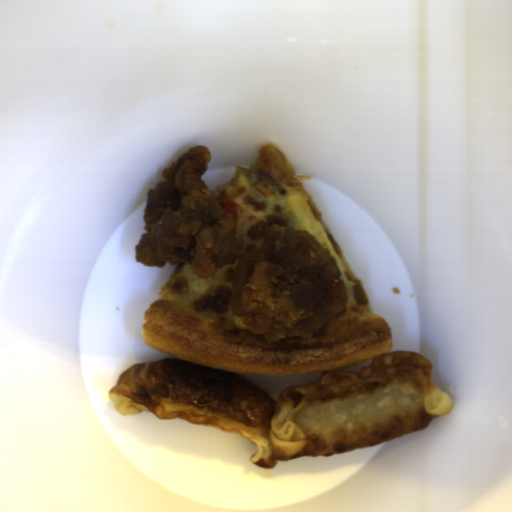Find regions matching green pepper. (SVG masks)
I'll return each mask as SVG.
<instances>
[{
  "label": "green pepper",
  "instance_id": "green-pepper-2",
  "mask_svg": "<svg viewBox=\"0 0 512 512\" xmlns=\"http://www.w3.org/2000/svg\"><path fill=\"white\" fill-rule=\"evenodd\" d=\"M254 171H250L241 166H237L233 172L234 177L244 176L247 182L252 186H257L262 183V179L253 173Z\"/></svg>",
  "mask_w": 512,
  "mask_h": 512
},
{
  "label": "green pepper",
  "instance_id": "green-pepper-1",
  "mask_svg": "<svg viewBox=\"0 0 512 512\" xmlns=\"http://www.w3.org/2000/svg\"><path fill=\"white\" fill-rule=\"evenodd\" d=\"M349 281L355 283V285L352 286L351 290H352V294H353V297H354L357 305L358 306L367 305L368 297L366 295L362 280H360L358 278H353V279H350Z\"/></svg>",
  "mask_w": 512,
  "mask_h": 512
}]
</instances>
